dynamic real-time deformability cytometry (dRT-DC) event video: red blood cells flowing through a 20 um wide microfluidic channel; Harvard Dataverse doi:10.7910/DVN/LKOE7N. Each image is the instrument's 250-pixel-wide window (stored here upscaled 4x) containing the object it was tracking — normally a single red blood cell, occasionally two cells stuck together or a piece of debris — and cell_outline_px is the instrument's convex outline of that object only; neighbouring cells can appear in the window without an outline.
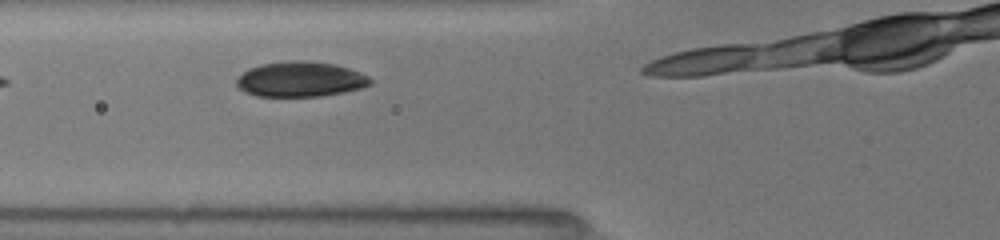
{"species": "common noctule bat (a hibernating species)", "species_latin": "Nyctalus noctula", "temperature_condition": "room temperature", "stored_images_in_passage": 4, "camera_frame_rate_fps": 3000, "um_per_image_px": 0.085, "animal": {"sex": "female", "body_mass_g": 19.5, "forearm_length_mm": 54.1}, "frame": {"image": 1, "passage_image": 3, "time_ms": 1.667, "image_size_px": [1000, 240], "cell_outline_px": [[372, 84], [364, 88], [344, 92], [320, 96], [256, 96], [244, 92], [236, 84], [236, 80], [248, 68], [260, 64], [288, 60], [308, 60], [336, 64], [360, 72], [368, 76], [372, 80]], "centroid_in_image_um": [25.56, 6.73], "position_along_channel_um": 100.2, "area_um2": 27.69}}